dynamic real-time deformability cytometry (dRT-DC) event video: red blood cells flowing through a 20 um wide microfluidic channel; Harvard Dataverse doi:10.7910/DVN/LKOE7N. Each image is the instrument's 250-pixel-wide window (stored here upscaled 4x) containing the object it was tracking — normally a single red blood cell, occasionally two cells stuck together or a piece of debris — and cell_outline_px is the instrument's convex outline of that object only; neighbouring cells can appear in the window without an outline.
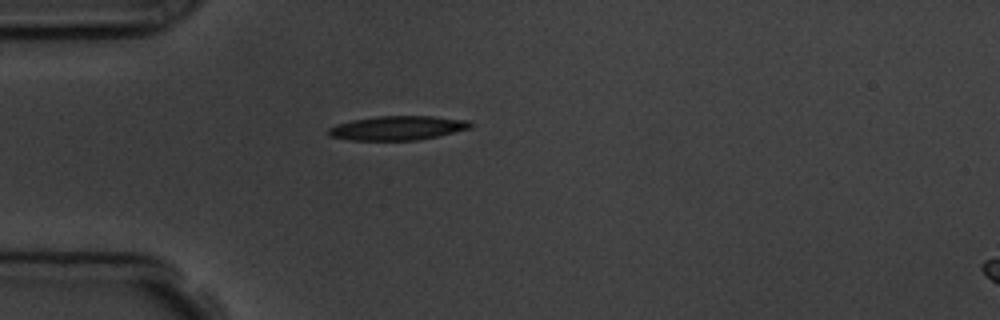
{"species": "common noctule bat (a hibernating species)", "species_latin": "Nyctalus noctula", "temperature_condition": "room temperature", "stored_images_in_passage": 1, "camera_frame_rate_fps": 3000, "um_per_image_px": 0.085, "animal": {"sex": "male", "body_mass_g": 19.5, "forearm_length_mm": 54.6}, "frame": {"image": 1, "passage_image": 1, "time_ms": 0.0, "image_size_px": [1000, 320], "cell_outline_px": [[472, 128], [440, 136], [416, 140], [348, 140], [328, 136], [328, 128], [336, 124], [352, 120], [376, 116], [432, 116], [468, 120], [472, 124]], "centroid_in_image_um": [33.79, 10.88], "position_along_channel_um": 51.2, "area_um2": 20.17}}